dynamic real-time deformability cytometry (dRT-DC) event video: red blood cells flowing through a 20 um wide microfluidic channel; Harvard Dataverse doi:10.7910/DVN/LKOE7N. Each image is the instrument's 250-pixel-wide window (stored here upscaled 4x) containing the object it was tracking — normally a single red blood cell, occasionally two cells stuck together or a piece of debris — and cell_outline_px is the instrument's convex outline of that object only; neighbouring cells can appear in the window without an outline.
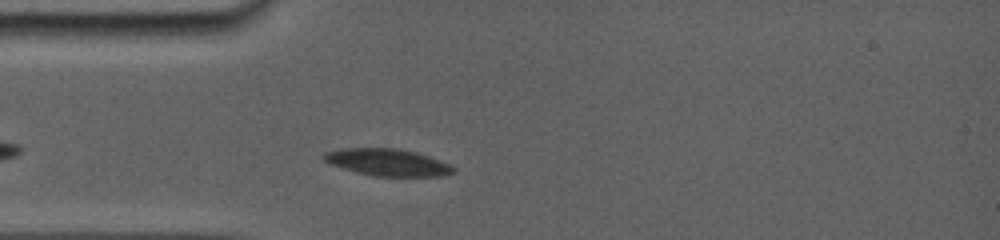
{"species": "common noctule bat (a hibernating species)", "species_latin": "Nyctalus noctula", "temperature_condition": "room temperature", "stored_images_in_passage": 26, "camera_frame_rate_fps": 5000, "um_per_image_px": 0.085, "animal": {"sex": "female", "body_mass_g": 19.0, "forearm_length_mm": 56.7}, "frame": {"image": 1, "passage_image": 4, "time_ms": 1.4, "image_size_px": [1000, 240], "cell_outline_px": [[456, 172], [444, 176], [376, 176], [356, 172], [332, 164], [324, 160], [320, 156], [324, 152], [344, 148], [396, 148], [416, 152], [440, 160], [456, 168]], "centroid_in_image_um": [32.96, 13.79], "position_along_channel_um": 52.0, "area_um2": 20.35}}
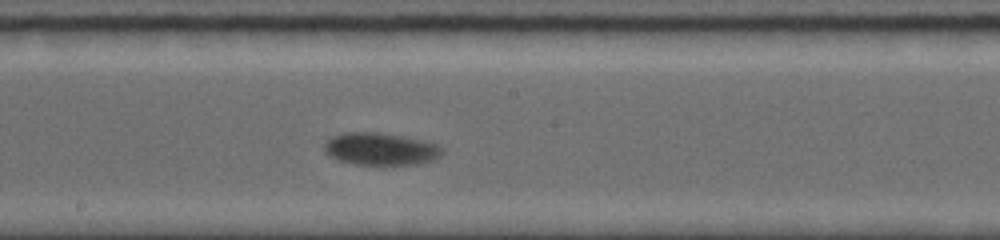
{"frame": {"image": 2, "passage_image": 13, "time_ms": 6.0, "image_size_px": [1000, 240], "cell_outline_px": [[444, 152], [440, 156], [432, 160], [416, 164], [356, 164], [340, 160], [324, 152], [324, 144], [332, 136], [344, 132], [380, 132], [420, 140], [436, 144]], "centroid_in_image_um": [32.32, 12.65], "position_along_channel_um": 215.9, "area_um2": 21.85}}
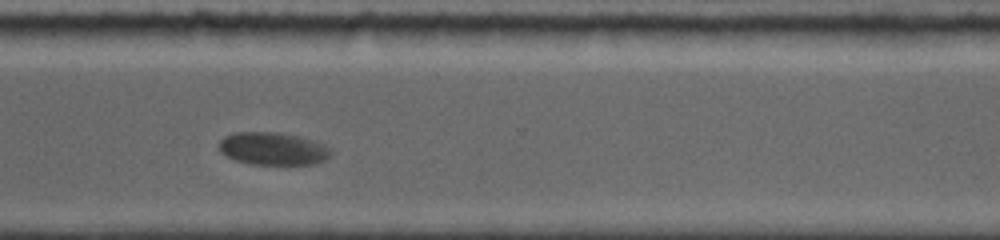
{"frame": {"image": 3, "passage_image": 20, "time_ms": 9.6, "image_size_px": [1000, 240], "cell_outline_px": [[332, 152], [324, 160], [316, 164], [252, 164], [236, 160], [220, 152], [220, 140], [224, 136], [236, 132], [276, 132], [296, 136], [312, 140], [324, 144]], "centroid_in_image_um": [23.19, 12.63], "position_along_channel_um": 347.4, "area_um2": 21.04}, "authors_computed_cell_mechanics": {"area_um2": 21.1259, "velocity_mm_per_s": 3.6606, "shape_relaxation_time_tau1_ms": 4.6109, "shape_relaxation_time_tau2_ms": null, "deformation_change_tau1": 0.0993, "deformation_change_tau2": null}}